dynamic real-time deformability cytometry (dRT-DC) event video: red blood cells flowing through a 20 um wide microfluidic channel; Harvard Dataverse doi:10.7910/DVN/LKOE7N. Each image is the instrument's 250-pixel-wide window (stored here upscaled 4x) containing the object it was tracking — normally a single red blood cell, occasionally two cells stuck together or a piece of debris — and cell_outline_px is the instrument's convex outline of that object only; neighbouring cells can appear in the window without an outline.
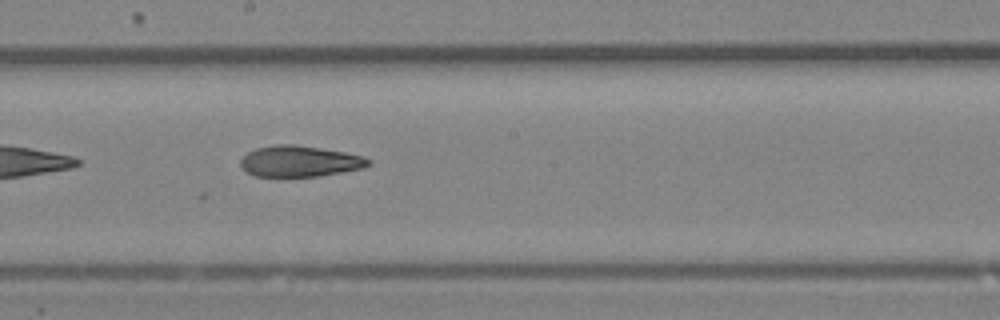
{"species": "Egyptian fruit bat (a non-hibernating species)", "species_latin": "Rousettus aegyptiacus", "temperature_condition": "room temperature", "stored_images_in_passage": 24, "camera_frame_rate_fps": 3000, "um_per_image_px": 0.085, "animal": {"sex": "female"}, "frame": {"image": 1, "passage_image": 20, "time_ms": 6.333, "image_size_px": [1000, 320], "cell_outline_px": [[372, 164], [364, 168], [316, 176], [256, 176], [248, 172], [240, 164], [240, 160], [248, 152], [256, 148], [276, 144], [296, 144], [344, 152], [364, 156], [372, 160]], "centroid_in_image_um": [25.51, 13.69], "position_along_channel_um": 222.7, "area_um2": 23.0}}